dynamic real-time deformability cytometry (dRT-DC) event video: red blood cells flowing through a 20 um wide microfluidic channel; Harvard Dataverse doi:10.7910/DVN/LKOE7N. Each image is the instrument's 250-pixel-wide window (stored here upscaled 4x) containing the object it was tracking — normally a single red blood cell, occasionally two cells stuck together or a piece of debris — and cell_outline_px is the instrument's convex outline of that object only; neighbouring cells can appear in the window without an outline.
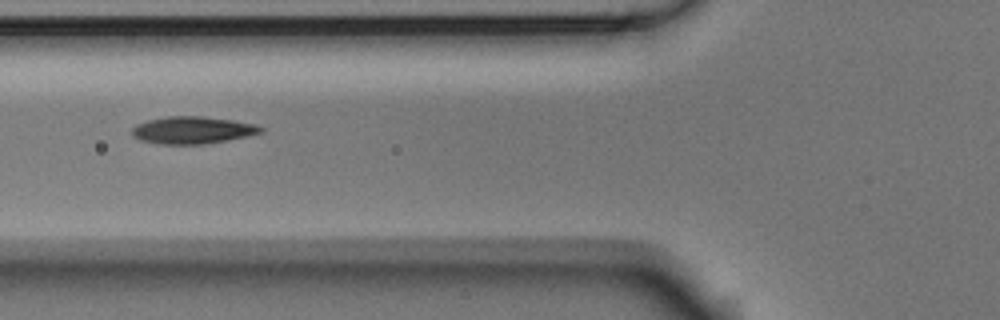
{"species": "Egyptian fruit bat (a non-hibernating species)", "species_latin": "Rousettus aegyptiacus", "temperature_condition": "room temperature", "stored_images_in_passage": 6, "camera_frame_rate_fps": 3000, "um_per_image_px": 0.085, "animal": {"sex": "male"}, "frame": {"image": 1, "passage_image": 5, "time_ms": 1.333, "image_size_px": [1000, 320], "cell_outline_px": [[264, 132], [248, 136], [228, 140], [204, 144], [160, 144], [140, 140], [132, 136], [132, 128], [136, 124], [148, 120], [168, 116], [200, 116], [232, 120], [256, 124], [264, 128]], "centroid_in_image_um": [16.37, 11.06], "position_along_channel_um": 109.4, "area_um2": 20.52}}
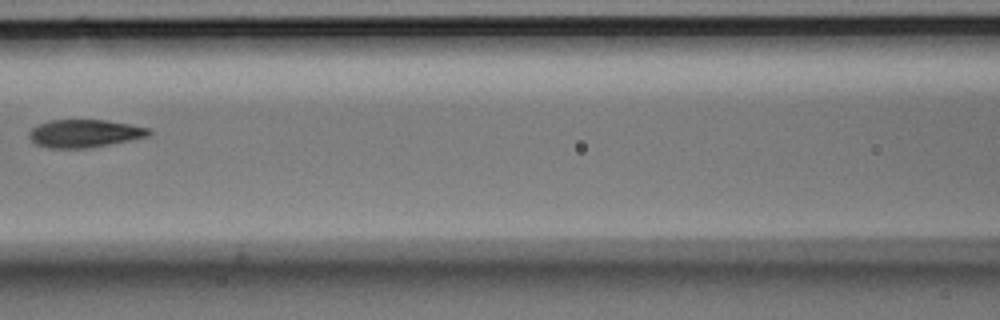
{"frame": {"image": 2, "passage_image": 6, "time_ms": 1.667, "image_size_px": [1000, 320], "cell_outline_px": [[152, 132], [148, 136], [88, 148], [48, 148], [36, 144], [28, 136], [28, 132], [32, 128], [40, 124], [52, 120], [104, 120], [152, 128]], "centroid_in_image_um": [7.18, 11.34], "position_along_channel_um": 159.4, "area_um2": 19.25}}